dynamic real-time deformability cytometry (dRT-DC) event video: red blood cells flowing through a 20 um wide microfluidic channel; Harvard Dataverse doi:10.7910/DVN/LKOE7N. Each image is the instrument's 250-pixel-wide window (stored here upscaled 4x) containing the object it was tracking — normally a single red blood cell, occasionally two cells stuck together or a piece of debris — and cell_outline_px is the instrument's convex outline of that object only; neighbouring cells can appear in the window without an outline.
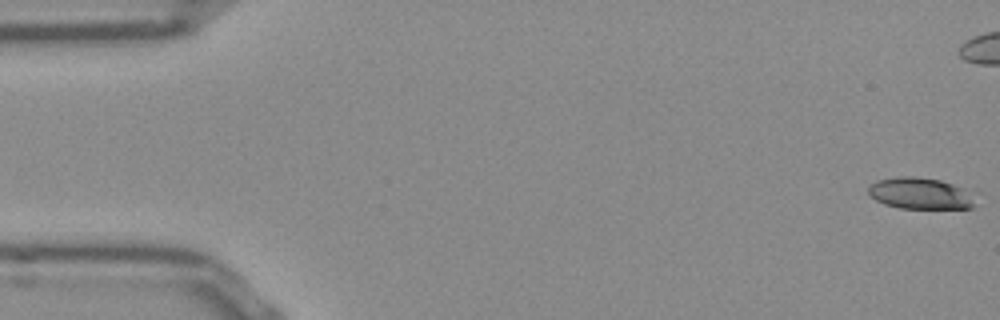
{"species": "Egyptian fruit bat (a non-hibernating species)", "species_latin": "Rousettus aegyptiacus", "temperature_condition": "room temperature", "stored_images_in_passage": 52, "camera_frame_rate_fps": 3000, "um_per_image_px": 0.085, "frame": {"image": 1, "passage_image": 1, "time_ms": 0.0, "image_size_px": [1000, 320], "cell_outline_px": [[972, 208], [900, 208], [884, 204], [868, 196], [868, 188], [876, 180], [896, 176], [916, 176], [940, 180], [964, 188], [972, 204]], "centroid_in_image_um": [78.09, 16.42], "position_along_channel_um": 6.9, "area_um2": 19.25}}
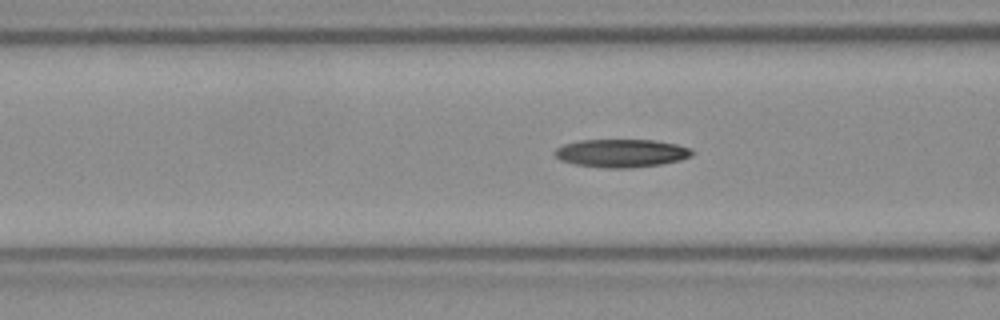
{"frame": {"image": 2, "passage_image": 20, "time_ms": 6.333, "image_size_px": [1000, 320], "cell_outline_px": [[696, 152], [692, 156], [680, 160], [660, 164], [632, 168], [608, 168], [576, 164], [560, 160], [552, 152], [556, 148], [564, 144], [580, 140], [656, 140], [676, 144], [692, 148]], "centroid_in_image_um": [52.85, 13.01], "position_along_channel_um": 113.7, "area_um2": 22.6}}
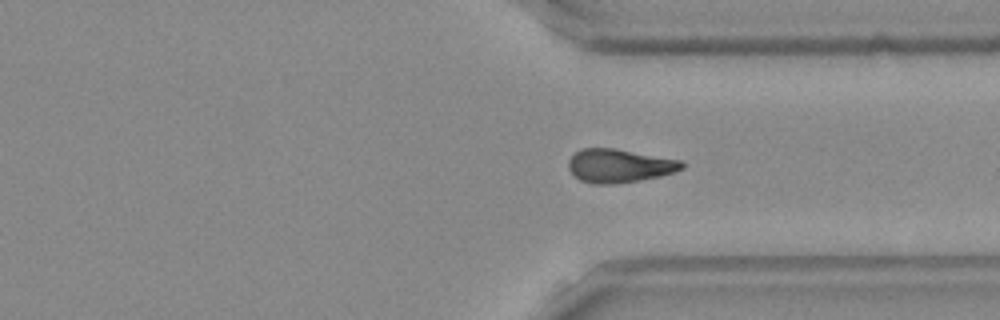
{"frame": {"image": 3, "passage_image": 39, "time_ms": 12.667, "image_size_px": [1000, 320], "cell_outline_px": [[684, 168], [676, 172], [660, 176], [640, 180], [612, 184], [592, 184], [580, 180], [568, 168], [568, 160], [580, 148], [616, 148], [680, 160], [684, 164]], "centroid_in_image_um": [52.64, 14.08], "position_along_channel_um": 358.8, "area_um2": 22.2}}